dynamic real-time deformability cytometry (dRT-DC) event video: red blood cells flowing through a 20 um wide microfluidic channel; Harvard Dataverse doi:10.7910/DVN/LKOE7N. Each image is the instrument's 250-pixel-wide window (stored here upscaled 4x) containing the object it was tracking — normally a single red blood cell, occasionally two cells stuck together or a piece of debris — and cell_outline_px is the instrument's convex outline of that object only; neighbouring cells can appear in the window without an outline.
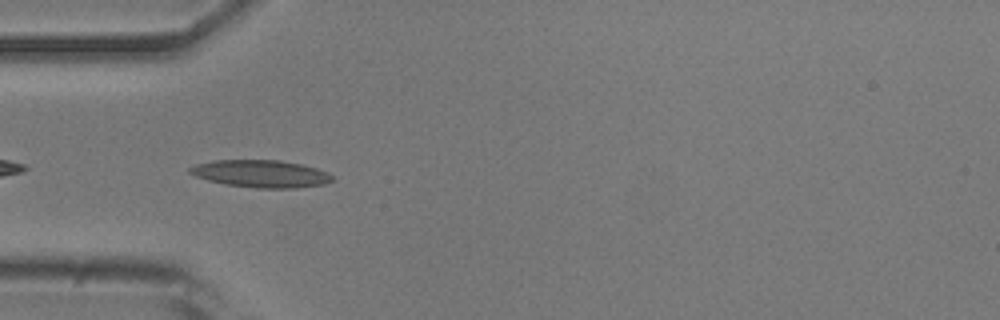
{"species": "common noctule bat (a hibernating species)", "species_latin": "Nyctalus noctula", "temperature_condition": "room temperature", "stored_images_in_passage": 35, "camera_frame_rate_fps": 3000, "um_per_image_px": 0.085, "animal": {"sex": "male", "body_mass_g": 20.5, "forearm_length_mm": 52.5}, "frame": {"image": 1, "passage_image": 2, "time_ms": 0.333, "image_size_px": [1000, 320], "cell_outline_px": [[336, 180], [324, 184], [296, 188], [256, 188], [224, 184], [208, 180], [196, 176], [188, 172], [188, 168], [196, 164], [212, 160], [280, 160], [300, 164], [316, 168], [328, 172]], "centroid_in_image_um": [22.18, 14.77], "position_along_channel_um": 62.8, "area_um2": 22.83}}
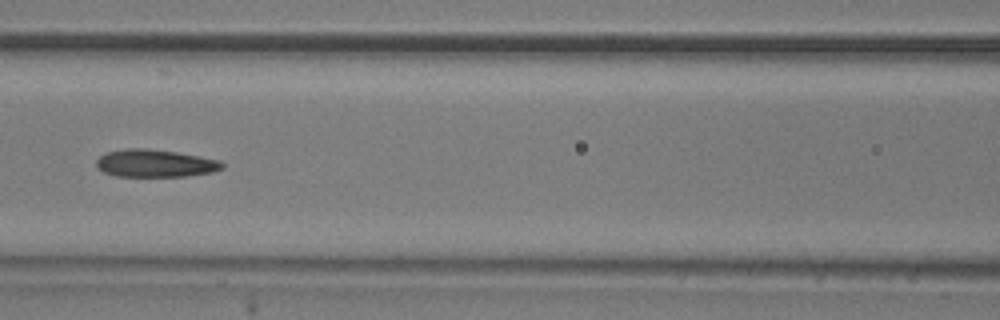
{"frame": {"image": 2, "passage_image": 9, "time_ms": 2.667, "image_size_px": [1000, 320], "cell_outline_px": [[224, 168], [212, 172], [184, 176], [116, 176], [104, 172], [96, 164], [96, 160], [100, 156], [108, 152], [128, 148], [148, 148], [176, 152], [220, 160], [224, 164]], "centroid_in_image_um": [13.2, 13.88], "position_along_channel_um": 153.4, "area_um2": 20.06}}
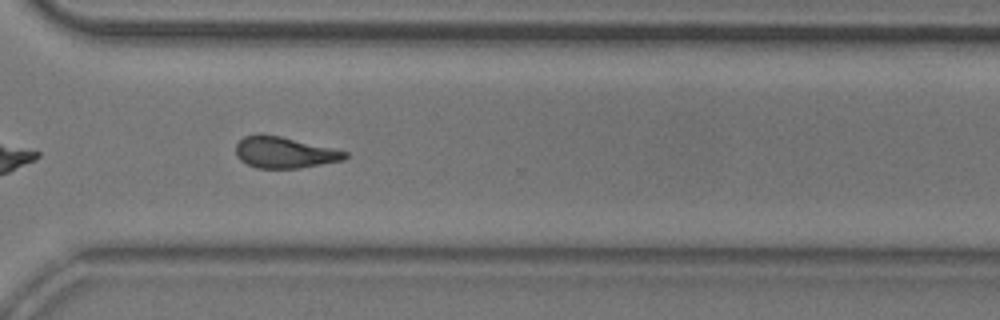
{"frame": {"image": 3, "passage_image": 24, "time_ms": 7.667, "image_size_px": [1000, 320], "cell_outline_px": [[348, 156], [344, 160], [300, 168], [256, 168], [240, 160], [236, 156], [236, 144], [244, 136], [260, 132], [280, 136], [348, 152]], "centroid_in_image_um": [24.14, 12.95], "position_along_channel_um": 346.5, "area_um2": 19.94}, "authors_computed_cell_mechanics": {"area_um2": 20.1144, "velocity_mm_per_s": 3.8803, "shape_relaxation_time_tau1_ms": 5.8128, "shape_relaxation_time_tau2_ms": 3.0236, "deformation_change_tau1": 0.1819, "deformation_change_tau2": 0.1266}}